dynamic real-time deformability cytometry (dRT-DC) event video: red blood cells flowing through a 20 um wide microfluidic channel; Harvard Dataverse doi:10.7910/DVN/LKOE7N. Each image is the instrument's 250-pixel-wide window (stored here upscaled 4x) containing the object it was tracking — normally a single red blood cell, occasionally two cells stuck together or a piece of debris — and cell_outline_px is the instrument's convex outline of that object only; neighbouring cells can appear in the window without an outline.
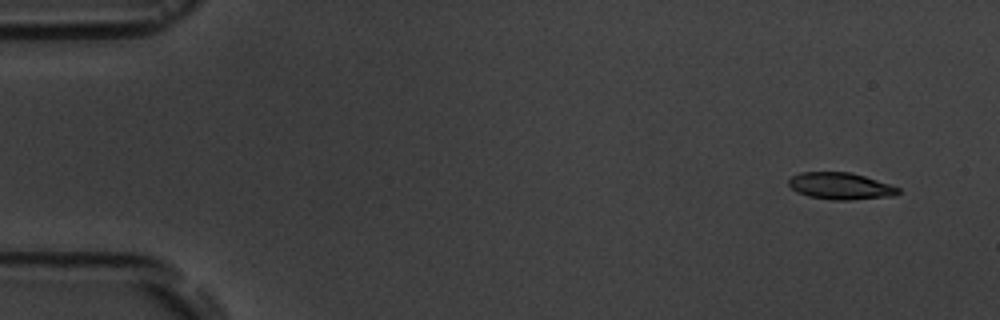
{"species": "common noctule bat (a hibernating species)", "species_latin": "Nyctalus noctula", "temperature_condition": "room temperature", "stored_images_in_passage": 5, "segment_of_instrument_passage": [1, 2], "camera_frame_rate_fps": 3000, "um_per_image_px": 0.085, "animal": {"sex": "male", "body_mass_g": 19.5, "forearm_length_mm": 54.6}, "frame": {"image": 1, "passage_image": 1, "time_ms": 0.0, "image_size_px": [1000, 320], "cell_outline_px": [[900, 192], [896, 196], [852, 200], [832, 200], [808, 196], [796, 192], [788, 184], [788, 180], [792, 176], [800, 172], [852, 172], [900, 188]], "centroid_in_image_um": [71.44, 15.82], "position_along_channel_um": 13.6, "area_um2": 17.22}}